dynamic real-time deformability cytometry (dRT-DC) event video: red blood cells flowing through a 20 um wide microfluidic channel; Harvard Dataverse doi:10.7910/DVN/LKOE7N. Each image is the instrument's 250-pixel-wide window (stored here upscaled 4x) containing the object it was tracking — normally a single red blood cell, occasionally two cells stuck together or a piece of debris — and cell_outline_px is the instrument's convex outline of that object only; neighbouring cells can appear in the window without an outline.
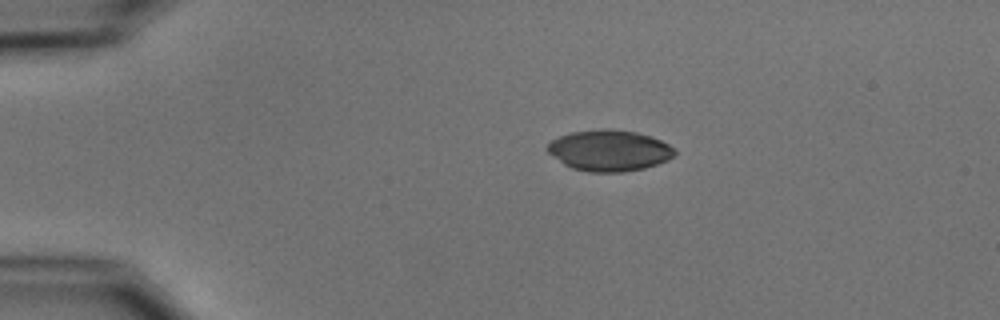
{"species": "common noctule bat (a hibernating species)", "species_latin": "Nyctalus noctula", "temperature_condition": "cold", "stored_images_in_passage": 3, "camera_frame_rate_fps": 3000, "um_per_image_px": 0.085, "animal": {"sex": "male", "body_mass_g": 15.6}, "frame": {"image": 1, "passage_image": 3, "time_ms": 2.333, "image_size_px": [1000, 320], "cell_outline_px": [[676, 152], [668, 160], [644, 168], [624, 172], [588, 172], [572, 168], [564, 164], [548, 152], [544, 148], [552, 140], [560, 136], [572, 132], [600, 128], [608, 128], [636, 132], [660, 140], [676, 148]], "centroid_in_image_um": [51.78, 12.79], "position_along_channel_um": 33.2, "area_um2": 30.46}}